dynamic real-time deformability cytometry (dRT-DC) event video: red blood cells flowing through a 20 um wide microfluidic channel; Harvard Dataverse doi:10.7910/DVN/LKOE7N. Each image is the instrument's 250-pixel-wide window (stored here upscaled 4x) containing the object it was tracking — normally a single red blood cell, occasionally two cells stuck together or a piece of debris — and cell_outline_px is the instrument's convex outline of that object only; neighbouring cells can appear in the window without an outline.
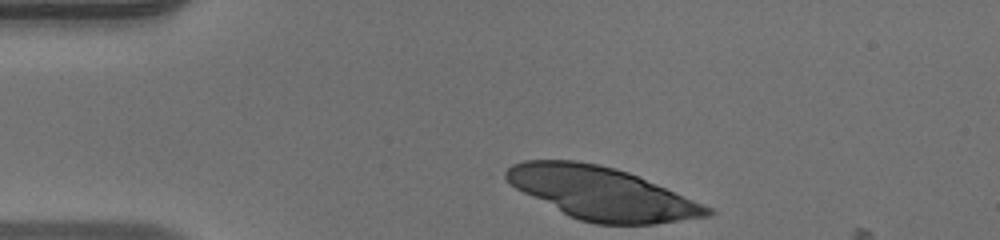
{"species": "human", "species_latin": "Homo sapiens", "temperature_condition": "warm", "stored_images_in_passage": 33, "camera_frame_rate_fps": 3000, "um_per_image_px": 0.085, "donor": {"sex": "male"}, "frame": {"image": 1, "passage_image": 1, "time_ms": 0.0, "image_size_px": [1000, 240], "cell_outline_px": [[716, 212], [712, 216], [656, 224], [596, 224], [580, 220], [568, 216], [516, 188], [504, 176], [504, 172], [512, 164], [524, 160], [576, 160], [600, 164], [616, 168], [628, 172], [704, 204], [712, 208]], "centroid_in_image_um": [51.17, 16.43], "position_along_channel_um": 33.8, "area_um2": 61.44}}